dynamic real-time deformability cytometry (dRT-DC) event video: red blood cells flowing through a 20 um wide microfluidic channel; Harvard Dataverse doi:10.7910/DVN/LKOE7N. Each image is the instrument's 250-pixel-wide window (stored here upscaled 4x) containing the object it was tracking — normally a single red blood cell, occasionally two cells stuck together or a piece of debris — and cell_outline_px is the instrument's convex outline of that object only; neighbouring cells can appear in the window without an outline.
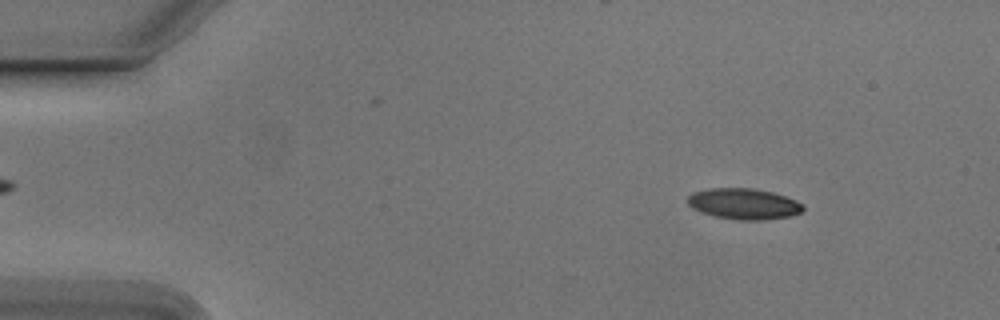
{"species": "Egyptian fruit bat (a non-hibernating species)", "species_latin": "Rousettus aegyptiacus", "temperature_condition": "cold", "stored_images_in_passage": 54, "camera_frame_rate_fps": 3000, "um_per_image_px": 0.085, "animal": {"sex": "male"}, "frame": {"image": 1, "passage_image": 7, "time_ms": 2.0, "image_size_px": [1000, 320], "cell_outline_px": [[804, 208], [800, 212], [788, 216], [760, 220], [740, 220], [716, 216], [692, 208], [688, 204], [688, 196], [692, 192], [708, 188], [752, 188], [772, 192], [796, 200], [804, 204]], "centroid_in_image_um": [63.21, 17.31], "position_along_channel_um": 21.8, "area_um2": 20.58}}
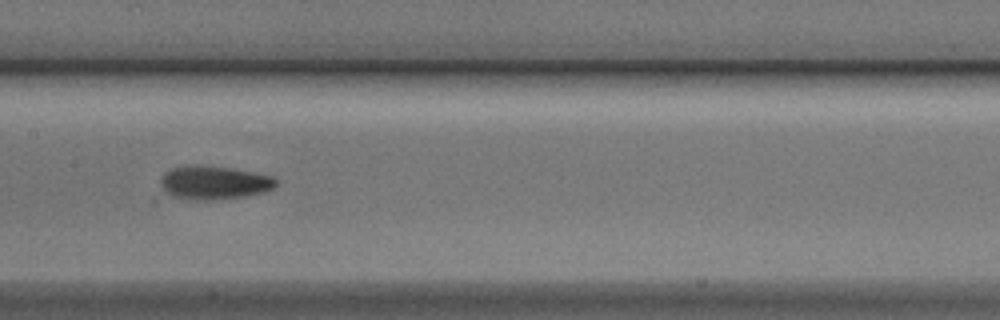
{"frame": {"image": 2, "passage_image": 27, "time_ms": 8.667, "image_size_px": [1000, 320], "cell_outline_px": [[276, 184], [272, 188], [264, 192], [248, 196], [216, 200], [196, 200], [172, 196], [164, 192], [160, 184], [160, 180], [164, 172], [172, 168], [188, 164], [200, 164], [228, 168], [272, 176], [276, 180]], "centroid_in_image_um": [18.14, 15.52], "position_along_channel_um": 189.3, "area_um2": 22.72}}
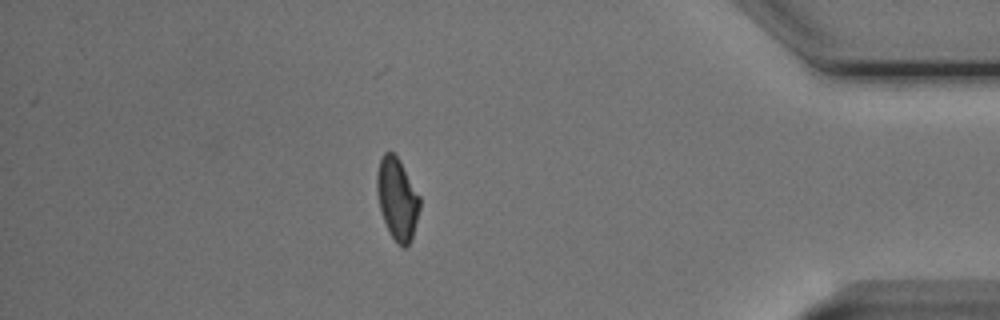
{"frame": {"image": 3, "passage_image": 47, "time_ms": 15.333, "image_size_px": [1000, 320], "cell_outline_px": [[420, 208], [412, 240], [404, 248], [392, 236], [384, 220], [380, 208], [376, 188], [376, 176], [380, 160], [384, 152], [392, 152], [396, 156], [420, 196]], "centroid_in_image_um": [33.77, 16.9], "position_along_channel_um": 401.4, "area_um2": 20.0}, "authors_computed_cell_mechanics": {"area_um2": 20.9236, "velocity_mm_per_s": 3.7868, "shape_relaxation_time_tau1_ms": 3.8138, "shape_relaxation_time_tau2_ms": 3.812, "deformation_change_tau1": 0.1226, "deformation_change_tau2": 0.0946}}